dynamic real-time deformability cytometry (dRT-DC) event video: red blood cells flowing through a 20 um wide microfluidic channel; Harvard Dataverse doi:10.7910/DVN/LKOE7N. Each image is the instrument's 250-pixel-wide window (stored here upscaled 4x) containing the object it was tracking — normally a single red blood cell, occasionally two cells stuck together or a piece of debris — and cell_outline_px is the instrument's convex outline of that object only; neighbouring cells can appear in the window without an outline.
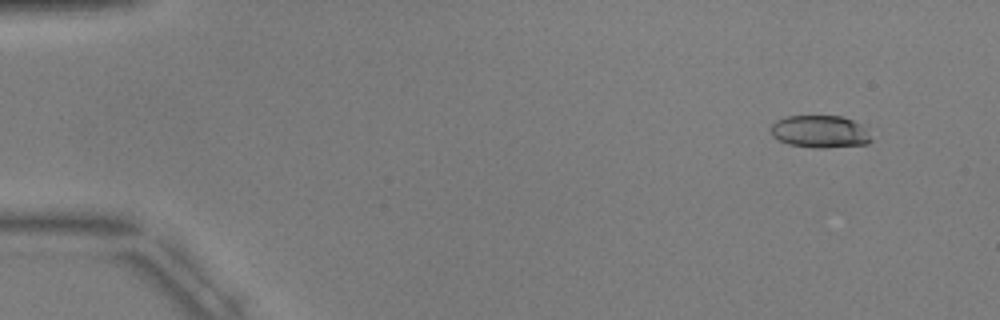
{"species": "common noctule bat (a hibernating species)", "species_latin": "Nyctalus noctula", "temperature_condition": "warm", "stored_images_in_passage": 4, "camera_frame_rate_fps": 3000, "um_per_image_px": 0.085, "animal": {"sex": "male", "body_mass_g": 17.9, "forearm_length_mm": 54.2}, "frame": {"image": 1, "passage_image": 2, "time_ms": 1.0, "image_size_px": [1000, 320], "cell_outline_px": [[872, 140], [868, 144], [828, 148], [812, 148], [788, 144], [772, 136], [772, 124], [776, 120], [788, 116], [840, 116], [852, 120], [860, 124], [864, 128]], "centroid_in_image_um": [69.7, 11.2], "position_along_channel_um": 15.3, "area_um2": 18.9}}